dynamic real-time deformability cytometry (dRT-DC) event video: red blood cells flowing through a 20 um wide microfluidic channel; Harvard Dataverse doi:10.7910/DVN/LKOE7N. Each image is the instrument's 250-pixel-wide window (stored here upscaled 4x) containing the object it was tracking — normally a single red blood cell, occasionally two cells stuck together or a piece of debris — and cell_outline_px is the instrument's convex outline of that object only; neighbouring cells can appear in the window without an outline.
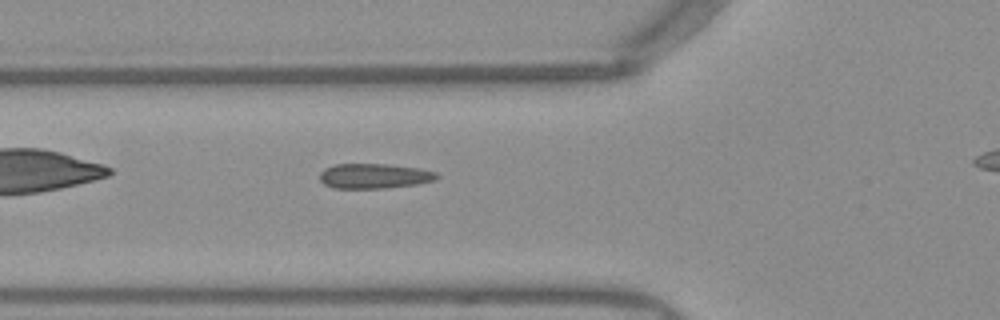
{"species": "Egyptian fruit bat (a non-hibernating species)", "species_latin": "Rousettus aegyptiacus", "temperature_condition": "warm", "stored_images_in_passage": 32, "camera_frame_rate_fps": 3000, "um_per_image_px": 0.085, "frame": {"image": 1, "passage_image": 5, "time_ms": 1.333, "image_size_px": [1000, 320], "cell_outline_px": [[440, 176], [436, 180], [416, 184], [384, 188], [336, 188], [324, 184], [320, 180], [320, 172], [324, 168], [336, 164], [388, 164], [420, 168], [436, 172]], "centroid_in_image_um": [31.82, 14.95], "position_along_channel_um": 94.0, "area_um2": 17.05}}
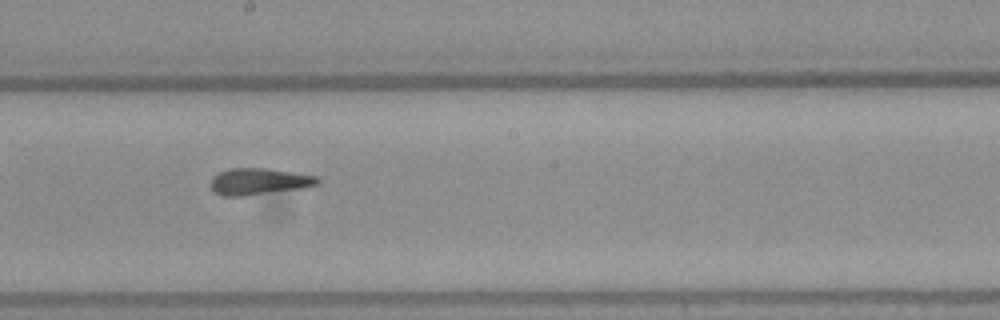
{"frame": {"image": 2, "passage_image": 15, "time_ms": 4.667, "image_size_px": [1000, 320], "cell_outline_px": [[320, 184], [300, 188], [240, 196], [224, 196], [216, 192], [212, 188], [212, 176], [220, 172], [232, 168], [268, 168], [320, 176]], "centroid_in_image_um": [22.07, 15.4], "position_along_channel_um": 226.1, "area_um2": 16.36}}
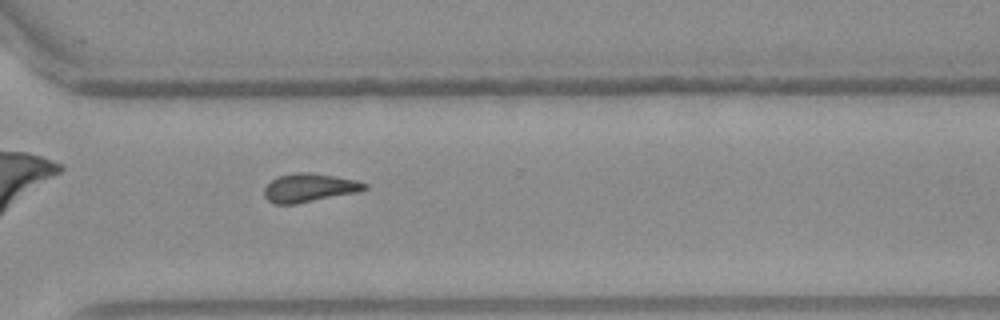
{"frame": {"image": 3, "passage_image": 24, "time_ms": 7.667, "image_size_px": [1000, 320], "cell_outline_px": [[368, 188], [360, 192], [296, 204], [276, 204], [268, 200], [264, 196], [264, 188], [272, 180], [280, 176], [300, 172], [308, 172], [356, 180], [368, 184]], "centroid_in_image_um": [26.32, 15.97], "position_along_channel_um": 344.3, "area_um2": 16.59}}